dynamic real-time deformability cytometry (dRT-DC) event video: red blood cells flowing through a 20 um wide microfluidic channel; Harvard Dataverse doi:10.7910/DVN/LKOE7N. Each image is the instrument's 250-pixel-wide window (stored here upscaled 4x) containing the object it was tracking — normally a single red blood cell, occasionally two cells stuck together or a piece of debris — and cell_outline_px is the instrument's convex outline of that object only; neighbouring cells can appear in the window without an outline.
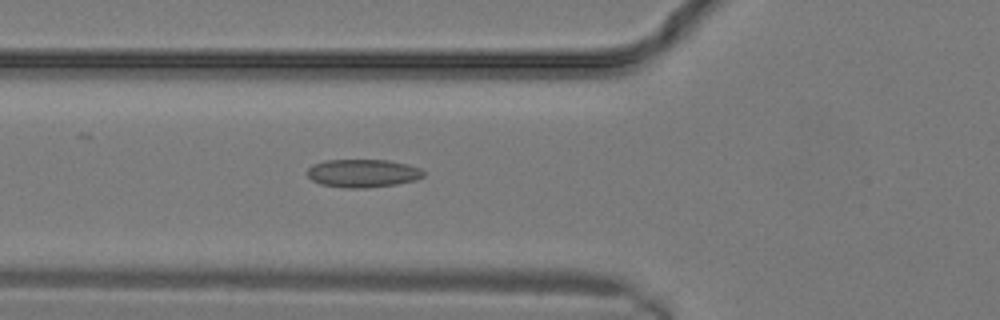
{"species": "common noctule bat (a hibernating species)", "species_latin": "Nyctalus noctula", "temperature_condition": "warm", "stored_images_in_passage": 4, "camera_frame_rate_fps": 3000, "um_per_image_px": 0.085, "animal": {"sex": "male", "body_mass_g": 19.2, "forearm_length_mm": 51.8}, "frame": {"image": 1, "passage_image": 4, "time_ms": 1.0, "image_size_px": [1000, 320], "cell_outline_px": [[424, 176], [416, 180], [396, 184], [368, 188], [344, 188], [320, 184], [312, 180], [308, 176], [308, 168], [312, 164], [324, 160], [388, 160], [408, 164], [420, 168], [424, 172]], "centroid_in_image_um": [30.84, 14.73], "position_along_channel_um": 95.0, "area_um2": 19.19}}